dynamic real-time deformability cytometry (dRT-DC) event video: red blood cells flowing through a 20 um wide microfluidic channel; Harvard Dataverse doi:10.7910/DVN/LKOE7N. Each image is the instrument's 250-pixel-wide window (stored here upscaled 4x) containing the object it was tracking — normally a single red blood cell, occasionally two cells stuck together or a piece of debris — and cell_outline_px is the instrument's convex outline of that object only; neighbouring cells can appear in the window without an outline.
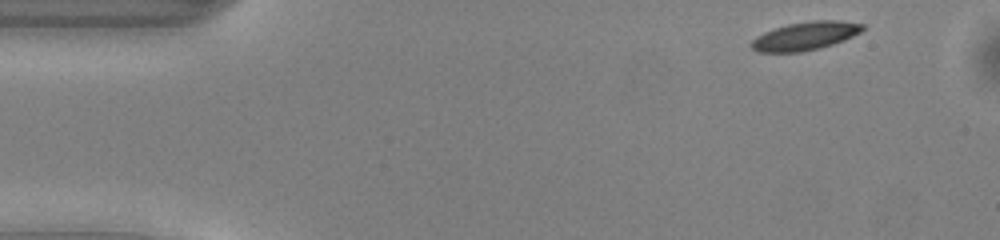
{"species": "common noctule bat (a hibernating species)", "species_latin": "Nyctalus noctula", "temperature_condition": "warm", "stored_images_in_passage": 38, "camera_frame_rate_fps": 3000, "um_per_image_px": 0.085, "animal": {"sex": "male", "body_mass_g": 13.0, "forearm_length_mm": 53.1}, "frame": {"image": 1, "passage_image": 1, "time_ms": 0.0, "image_size_px": [1000, 240], "cell_outline_px": [[864, 28], [860, 32], [844, 40], [820, 48], [800, 52], [756, 52], [748, 44], [756, 36], [764, 32], [788, 24], [812, 20], [840, 20], [864, 24]], "centroid_in_image_um": [68.42, 3.06], "position_along_channel_um": 16.6, "area_um2": 18.38}}
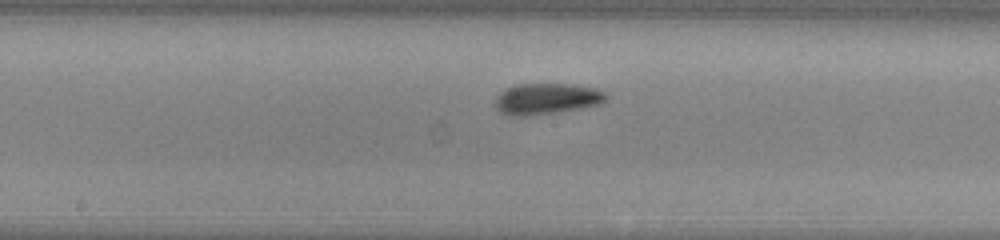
{"frame": {"image": 2, "passage_image": 22, "time_ms": 7.0, "image_size_px": [1000, 240], "cell_outline_px": [[608, 96], [600, 104], [580, 108], [556, 112], [528, 116], [508, 116], [500, 112], [496, 108], [496, 96], [500, 92], [516, 84], [572, 84], [596, 88], [604, 92]], "centroid_in_image_um": [46.44, 8.4], "position_along_channel_um": 201.8, "area_um2": 20.06}}
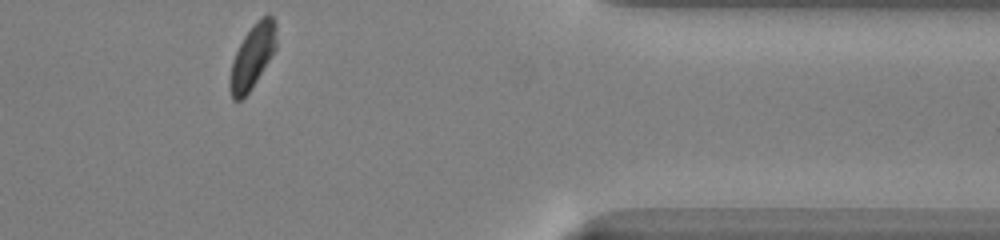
{"frame": {"image": 3, "passage_image": 38, "time_ms": 12.333, "image_size_px": [1000, 240], "cell_outline_px": [[276, 48], [252, 88], [240, 100], [232, 100], [228, 84], [228, 80], [232, 60], [244, 36], [256, 20], [260, 16], [268, 12], [272, 16], [276, 24]], "centroid_in_image_um": [21.45, 4.77], "position_along_channel_um": 390.0, "area_um2": 17.46}, "authors_computed_cell_mechanics": {"area_um2": 18.7272, "velocity_mm_per_s": 4.027, "shape_relaxation_time_tau1_ms": 2.1216, "shape_relaxation_time_tau2_ms": null, "deformation_change_tau1": 0.1052, "deformation_change_tau2": null}}